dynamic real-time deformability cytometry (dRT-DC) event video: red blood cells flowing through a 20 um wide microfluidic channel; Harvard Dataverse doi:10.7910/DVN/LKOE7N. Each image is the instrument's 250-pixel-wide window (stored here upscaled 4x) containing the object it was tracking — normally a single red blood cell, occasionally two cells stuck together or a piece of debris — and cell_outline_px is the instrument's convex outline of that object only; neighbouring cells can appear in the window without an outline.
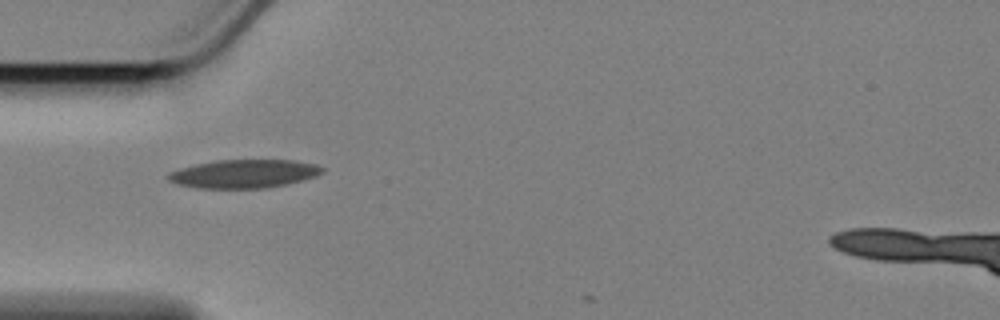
{"species": "Egyptian fruit bat (a non-hibernating species)", "species_latin": "Rousettus aegyptiacus", "temperature_condition": "cold", "stored_images_in_passage": 4, "camera_frame_rate_fps": 3000, "um_per_image_px": 0.085, "animal": {"sex": "female"}, "frame": {"image": 1, "passage_image": 1, "time_ms": 0.0, "image_size_px": [1000, 320], "cell_outline_px": [[324, 172], [316, 176], [268, 188], [200, 188], [180, 184], [168, 180], [164, 176], [168, 172], [180, 168], [196, 164], [216, 160], [292, 160], [316, 164], [324, 168]], "centroid_in_image_um": [20.72, 14.76], "position_along_channel_um": 64.3, "area_um2": 25.43}}